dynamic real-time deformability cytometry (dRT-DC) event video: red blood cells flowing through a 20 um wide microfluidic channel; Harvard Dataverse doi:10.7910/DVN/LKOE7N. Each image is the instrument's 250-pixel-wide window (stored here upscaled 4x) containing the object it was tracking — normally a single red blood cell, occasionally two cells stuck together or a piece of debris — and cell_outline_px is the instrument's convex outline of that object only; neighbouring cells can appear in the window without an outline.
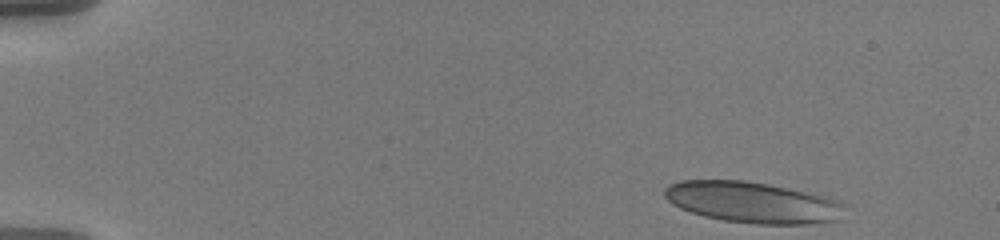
{"species": "human", "species_latin": "Homo sapiens", "temperature_condition": "warm", "stored_images_in_passage": 51, "camera_frame_rate_fps": 3000, "um_per_image_px": 0.085, "donor": {"sex": "male"}, "frame": {"image": 1, "passage_image": 1, "time_ms": 0.0, "image_size_px": [1000, 240], "cell_outline_px": [[844, 204], [836, 220], [812, 224], [756, 224], [724, 220], [704, 216], [680, 208], [672, 204], [664, 196], [664, 188], [668, 184], [680, 180], [744, 180], [768, 184], [828, 196]], "centroid_in_image_um": [63.91, 17.19], "position_along_channel_um": 21.1, "area_um2": 43.0}}
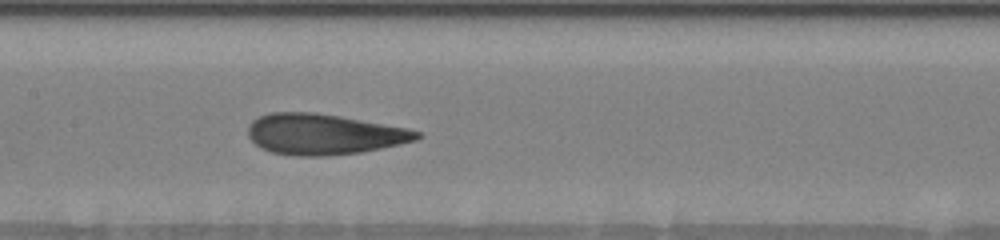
{"frame": {"image": 2, "passage_image": 24, "time_ms": 7.667, "image_size_px": [1000, 240], "cell_outline_px": [[424, 136], [416, 140], [400, 144], [360, 152], [324, 156], [300, 156], [272, 152], [256, 144], [248, 136], [248, 124], [252, 120], [260, 116], [272, 112], [316, 112], [340, 116], [408, 128], [420, 132]], "centroid_in_image_um": [27.53, 11.4], "position_along_channel_um": 179.9, "area_um2": 39.94}}
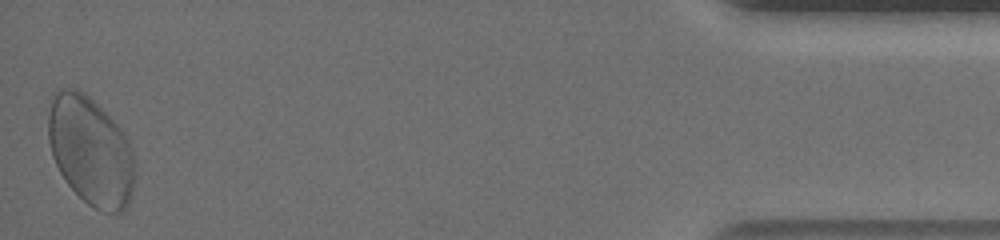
{"frame": {"image": 3, "passage_image": 51, "time_ms": 16.667, "image_size_px": [1000, 240], "cell_outline_px": [[136, 164], [132, 188], [128, 204], [120, 212], [100, 212], [88, 204], [68, 184], [60, 172], [52, 156], [48, 140], [48, 116], [52, 92], [60, 88], [76, 88], [84, 92], [124, 132], [132, 152]], "centroid_in_image_um": [7.68, 12.81], "position_along_channel_um": 427.5, "area_um2": 54.79}, "authors_computed_cell_mechanics": {"area_um2": 41.038, "velocity_mm_per_s": 3.5824, "shape_relaxation_time_tau1_ms": 6.204, "shape_relaxation_time_tau2_ms": 1.1466, "deformation_change_tau1": 0.1849, "deformation_change_tau2": 0.0717}}